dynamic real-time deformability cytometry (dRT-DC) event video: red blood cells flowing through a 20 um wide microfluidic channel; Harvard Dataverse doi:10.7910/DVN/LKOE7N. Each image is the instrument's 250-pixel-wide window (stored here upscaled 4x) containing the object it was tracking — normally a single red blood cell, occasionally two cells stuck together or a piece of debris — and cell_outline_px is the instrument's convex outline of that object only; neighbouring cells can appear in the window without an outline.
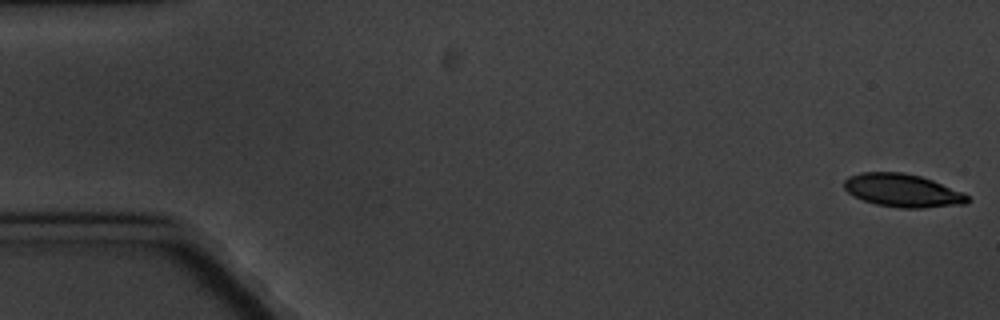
{"species": "common noctule bat (a hibernating species)", "species_latin": "Nyctalus noctula", "temperature_condition": "cold", "stored_images_in_passage": 6, "camera_frame_rate_fps": 3000, "um_per_image_px": 0.085, "animal": {"sex": "male", "body_mass_g": 20.1, "forearm_length_mm": 53.5}, "frame": {"image": 1, "passage_image": 1, "time_ms": 0.0, "image_size_px": [1000, 320], "cell_outline_px": [[972, 200], [964, 204], [924, 208], [900, 208], [876, 204], [864, 200], [848, 192], [844, 188], [844, 180], [848, 176], [860, 172], [904, 172], [920, 176], [932, 180], [964, 192]], "centroid_in_image_um": [76.74, 16.19], "position_along_channel_um": 8.3, "area_um2": 23.87}}
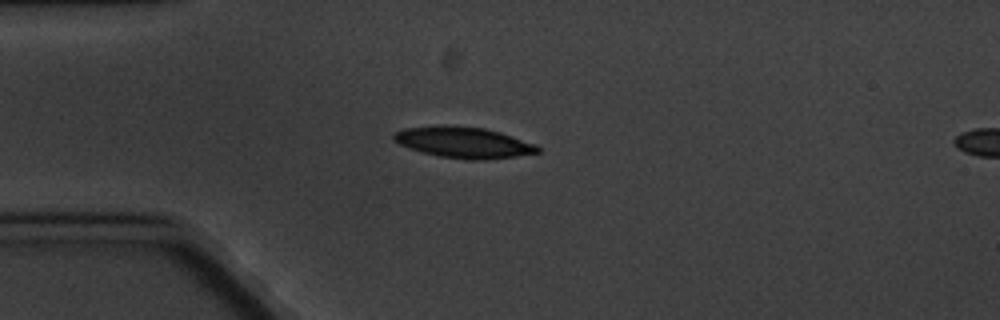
{"frame": {"image": 2, "passage_image": 5, "time_ms": 4.667, "image_size_px": [1000, 320], "cell_outline_px": [[540, 152], [516, 156], [484, 160], [468, 160], [440, 156], [424, 152], [400, 144], [392, 140], [392, 132], [404, 128], [444, 124], [484, 128], [500, 132], [536, 144], [540, 148]], "centroid_in_image_um": [39.39, 12.09], "position_along_channel_um": 45.6, "area_um2": 26.13}}